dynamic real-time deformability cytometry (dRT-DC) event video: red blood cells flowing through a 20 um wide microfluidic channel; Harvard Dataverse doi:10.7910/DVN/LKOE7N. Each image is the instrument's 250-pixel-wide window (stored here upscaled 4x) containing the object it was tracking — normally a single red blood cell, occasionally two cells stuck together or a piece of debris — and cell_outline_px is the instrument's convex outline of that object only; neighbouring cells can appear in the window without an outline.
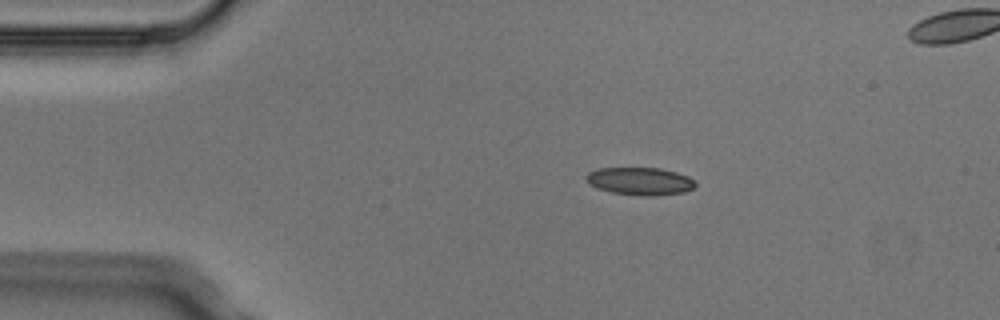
{"species": "Egyptian fruit bat (a non-hibernating species)", "species_latin": "Rousettus aegyptiacus", "temperature_condition": "cold", "stored_images_in_passage": 3, "camera_frame_rate_fps": 3000, "um_per_image_px": 0.085, "animal": {"sex": "male"}, "frame": {"image": 1, "passage_image": 1, "time_ms": 0.0, "image_size_px": [1000, 320], "cell_outline_px": [[696, 184], [692, 188], [684, 192], [656, 196], [640, 196], [612, 192], [596, 188], [588, 184], [584, 180], [584, 176], [588, 172], [600, 168], [660, 168], [676, 172], [688, 176], [696, 180]], "centroid_in_image_um": [54.37, 15.4], "position_along_channel_um": 30.6, "area_um2": 17.86}}